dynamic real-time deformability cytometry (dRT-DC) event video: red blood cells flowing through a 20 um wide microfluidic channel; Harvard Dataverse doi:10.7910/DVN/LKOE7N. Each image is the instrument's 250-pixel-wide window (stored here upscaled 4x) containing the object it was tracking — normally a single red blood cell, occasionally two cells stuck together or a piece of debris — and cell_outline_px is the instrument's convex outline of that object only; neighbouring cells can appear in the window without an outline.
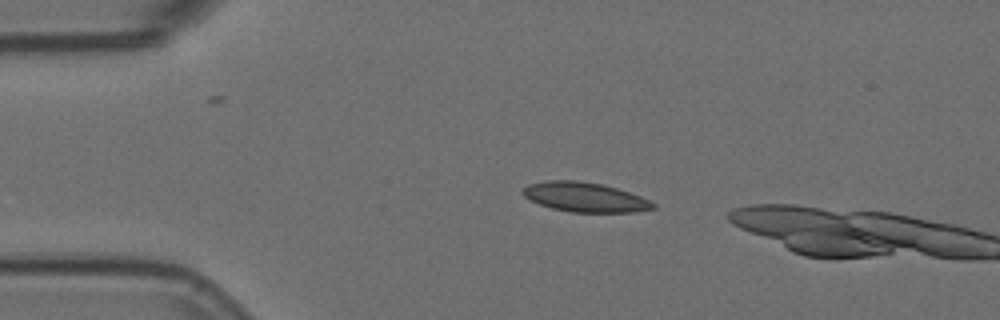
{"species": "Egyptian fruit bat (a non-hibernating species)", "species_latin": "Rousettus aegyptiacus", "temperature_condition": "room temperature", "stored_images_in_passage": 3, "camera_frame_rate_fps": 3000, "um_per_image_px": 0.085, "animal": {"sex": "female"}, "frame": {"image": 1, "passage_image": 1, "time_ms": 0.0, "image_size_px": [1000, 320], "cell_outline_px": [[656, 208], [636, 212], [572, 212], [552, 208], [528, 200], [520, 192], [520, 188], [528, 184], [544, 180], [576, 180], [604, 184], [640, 196], [656, 204]], "centroid_in_image_um": [49.66, 16.74], "position_along_channel_um": 35.3, "area_um2": 22.66}}